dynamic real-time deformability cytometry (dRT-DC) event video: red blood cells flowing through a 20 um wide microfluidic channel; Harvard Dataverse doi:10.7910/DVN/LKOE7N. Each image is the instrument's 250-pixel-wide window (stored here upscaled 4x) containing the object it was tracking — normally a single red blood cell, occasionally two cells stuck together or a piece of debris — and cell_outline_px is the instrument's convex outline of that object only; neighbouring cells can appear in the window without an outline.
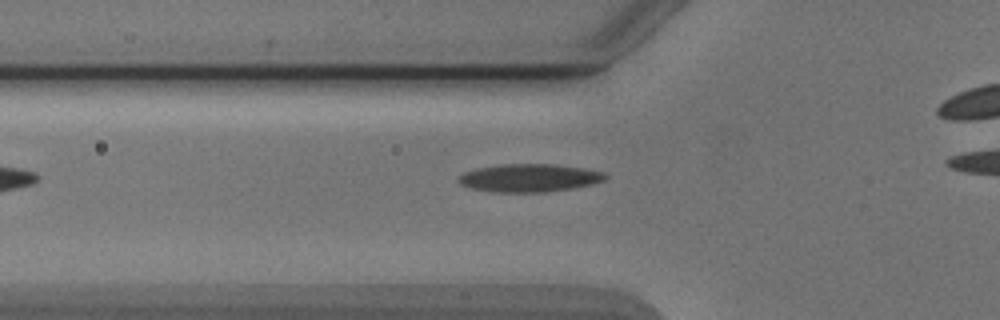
{"species": "Egyptian fruit bat (a non-hibernating species)", "species_latin": "Rousettus aegyptiacus", "temperature_condition": "cold", "stored_images_in_passage": 5, "camera_frame_rate_fps": 3000, "um_per_image_px": 0.085, "animal": {"sex": "male"}, "frame": {"image": 1, "passage_image": 4, "time_ms": 3.667, "image_size_px": [1000, 320], "cell_outline_px": [[608, 176], [604, 180], [592, 184], [572, 188], [544, 192], [500, 192], [472, 188], [460, 184], [456, 180], [456, 176], [460, 172], [476, 168], [500, 164], [552, 164], [584, 168], [604, 172]], "centroid_in_image_um": [44.94, 15.11], "position_along_channel_um": 80.9, "area_um2": 24.04}}